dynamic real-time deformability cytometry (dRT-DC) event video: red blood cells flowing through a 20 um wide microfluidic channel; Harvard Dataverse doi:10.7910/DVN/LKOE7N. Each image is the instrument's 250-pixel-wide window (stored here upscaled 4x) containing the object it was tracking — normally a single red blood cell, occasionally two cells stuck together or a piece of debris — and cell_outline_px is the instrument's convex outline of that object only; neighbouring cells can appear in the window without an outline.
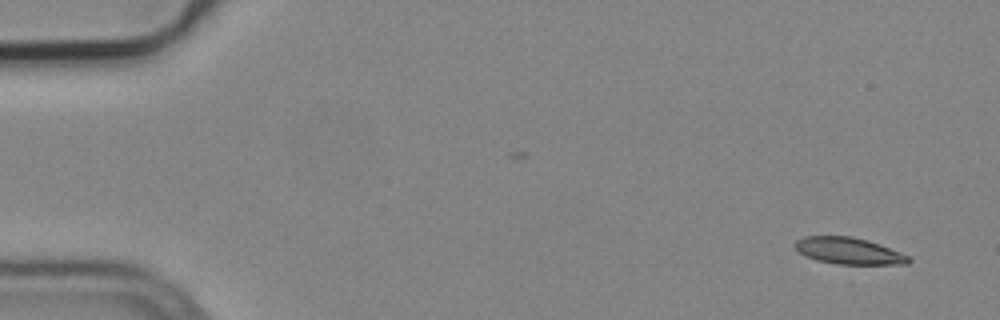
{"species": "common noctule bat (a hibernating species)", "species_latin": "Nyctalus noctula", "temperature_condition": "cold", "stored_images_in_passage": 6, "camera_frame_rate_fps": 3000, "um_per_image_px": 0.085, "animal": {"sex": "male", "body_mass_g": 19.2, "forearm_length_mm": 51.8}, "frame": {"image": 1, "passage_image": 1, "time_ms": 0.0, "image_size_px": [1000, 320], "cell_outline_px": [[912, 260], [908, 264], [836, 264], [816, 260], [804, 256], [792, 244], [796, 240], [804, 236], [852, 236], [868, 240], [880, 244], [900, 252], [908, 256]], "centroid_in_image_um": [72.12, 21.32], "position_along_channel_um": 12.9, "area_um2": 17.74}}
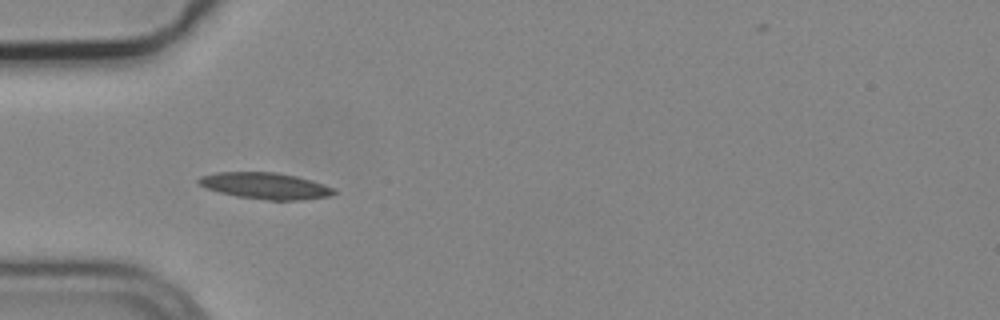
{"frame": {"image": 2, "passage_image": 5, "time_ms": 1.333, "image_size_px": [1000, 320], "cell_outline_px": [[336, 192], [328, 196], [300, 200], [272, 200], [236, 196], [204, 188], [196, 184], [196, 180], [200, 176], [216, 172], [276, 172], [296, 176], [312, 180], [336, 188]], "centroid_in_image_um": [22.52, 15.78], "position_along_channel_um": 62.5, "area_um2": 20.92}}
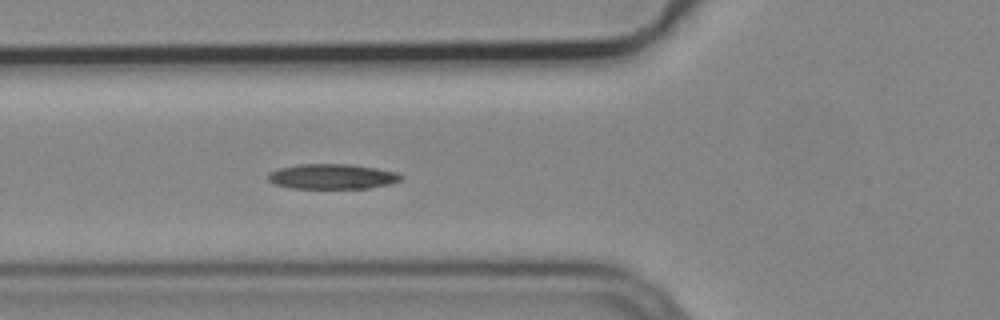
{"frame": {"image": 3, "passage_image": 6, "time_ms": 1.667, "image_size_px": [1000, 320], "cell_outline_px": [[404, 176], [400, 180], [388, 184], [368, 188], [292, 188], [276, 184], [268, 180], [268, 172], [280, 168], [300, 164], [352, 164], [376, 168], [396, 172]], "centroid_in_image_um": [28.24, 14.99], "position_along_channel_um": 97.6, "area_um2": 19.31}}